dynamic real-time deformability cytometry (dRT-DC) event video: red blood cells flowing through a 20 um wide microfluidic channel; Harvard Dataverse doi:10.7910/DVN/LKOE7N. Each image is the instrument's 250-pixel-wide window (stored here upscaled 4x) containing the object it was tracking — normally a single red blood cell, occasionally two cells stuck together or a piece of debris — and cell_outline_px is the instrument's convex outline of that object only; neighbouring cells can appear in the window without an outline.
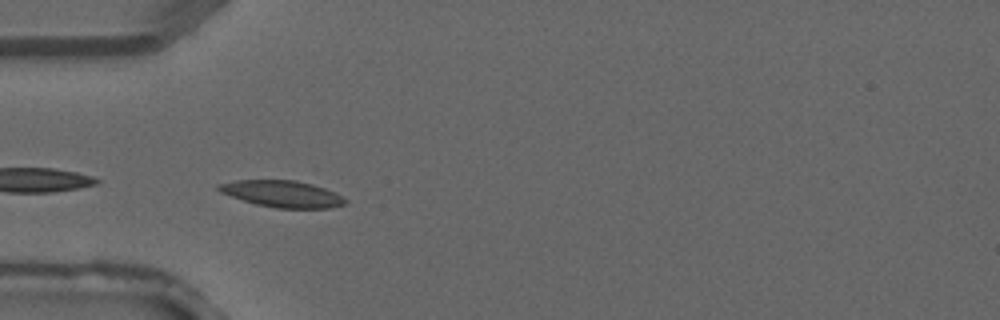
{"species": "common noctule bat (a hibernating species)", "species_latin": "Nyctalus noctula", "temperature_condition": "warm", "stored_images_in_passage": 3, "camera_frame_rate_fps": 3000, "um_per_image_px": 0.085, "animal": {"sex": "male", "forearm_length_mm": 52.5}, "frame": {"image": 1, "passage_image": 3, "time_ms": 0.667, "image_size_px": [1000, 320], "cell_outline_px": [[348, 200], [344, 204], [328, 208], [276, 208], [256, 204], [220, 192], [216, 188], [216, 184], [236, 180], [296, 180], [312, 184], [324, 188]], "centroid_in_image_um": [23.95, 16.47], "position_along_channel_um": 61.0, "area_um2": 19.42}}